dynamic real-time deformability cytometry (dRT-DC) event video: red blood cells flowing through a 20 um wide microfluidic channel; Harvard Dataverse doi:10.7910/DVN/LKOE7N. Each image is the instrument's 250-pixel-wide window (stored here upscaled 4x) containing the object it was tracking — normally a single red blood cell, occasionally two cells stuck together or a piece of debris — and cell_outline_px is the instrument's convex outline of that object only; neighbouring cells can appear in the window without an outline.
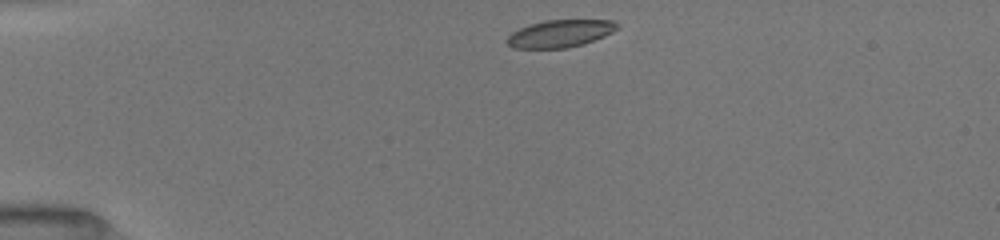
{"species": "common noctule bat (a hibernating species)", "species_latin": "Nyctalus noctula", "temperature_condition": "room temperature", "stored_images_in_passage": 41, "camera_frame_rate_fps": 3000, "um_per_image_px": 0.085, "animal": {"sex": "female", "body_mass_g": 19.5, "forearm_length_mm": 54.1}, "frame": {"image": 1, "passage_image": 1, "time_ms": 0.0, "image_size_px": [1000, 240], "cell_outline_px": [[620, 28], [604, 36], [584, 44], [568, 48], [512, 48], [508, 44], [508, 36], [512, 32], [528, 24], [544, 20], [616, 20], [620, 24]], "centroid_in_image_um": [47.66, 2.84], "position_along_channel_um": 37.3, "area_um2": 17.74}}
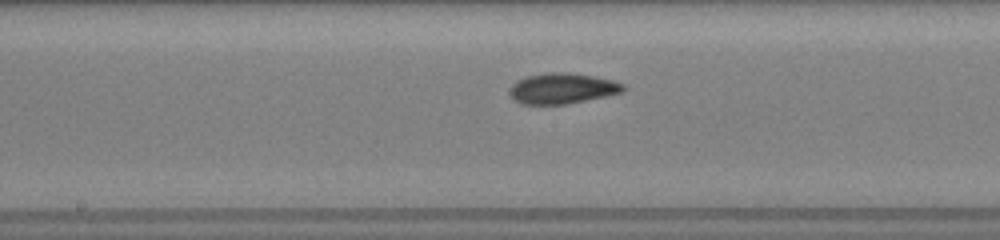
{"frame": {"image": 2, "passage_image": 17, "time_ms": 5.333, "image_size_px": [1000, 240], "cell_outline_px": [[624, 92], [568, 104], [520, 104], [508, 92], [512, 84], [516, 80], [528, 76], [548, 72], [564, 72], [592, 76], [612, 80], [624, 84]], "centroid_in_image_um": [47.78, 7.52], "position_along_channel_um": 200.4, "area_um2": 20.17}}
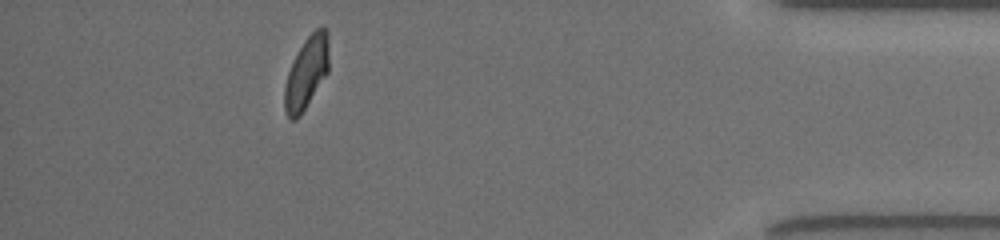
{"frame": {"image": 3, "passage_image": 36, "time_ms": 11.667, "image_size_px": [1000, 240], "cell_outline_px": [[328, 72], [300, 116], [296, 120], [288, 120], [284, 108], [284, 88], [288, 72], [304, 40], [316, 28], [324, 28], [328, 32]], "centroid_in_image_um": [26.04, 6.22], "position_along_channel_um": 409.2, "area_um2": 18.44}, "authors_computed_cell_mechanics": {"area_um2": 19.3052, "velocity_mm_per_s": 4.0046, "shape_relaxation_time_tau1_ms": 4.5956, "shape_relaxation_time_tau2_ms": 1.914, "deformation_change_tau1": 0.1586, "deformation_change_tau2": 0.074}}